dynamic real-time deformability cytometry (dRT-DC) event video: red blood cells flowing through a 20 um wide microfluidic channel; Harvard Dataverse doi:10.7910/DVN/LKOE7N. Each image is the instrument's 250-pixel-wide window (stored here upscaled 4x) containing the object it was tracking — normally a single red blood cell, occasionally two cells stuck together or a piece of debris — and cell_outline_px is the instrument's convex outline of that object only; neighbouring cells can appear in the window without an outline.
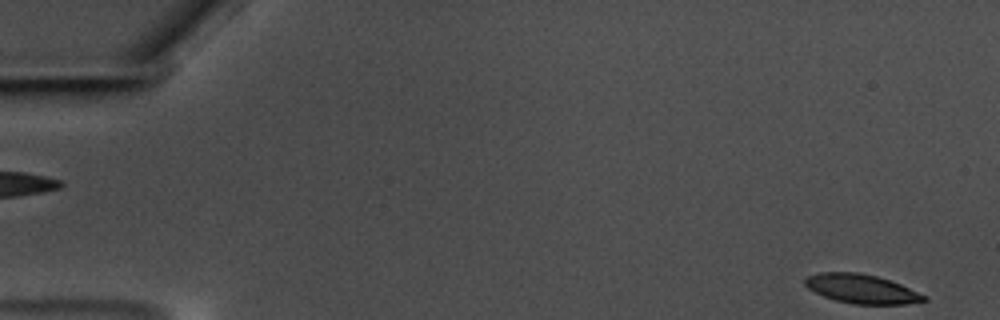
{"species": "common noctule bat (a hibernating species)", "species_latin": "Nyctalus noctula", "temperature_condition": "warm", "stored_images_in_passage": 1, "camera_frame_rate_fps": 3000, "um_per_image_px": 0.085, "animal": {"sex": "male", "body_mass_g": 17.5, "forearm_length_mm": 52.3}, "frame": {"image": 1, "passage_image": 1, "time_ms": 0.0, "image_size_px": [1000, 320], "cell_outline_px": [[928, 300], [904, 304], [852, 304], [836, 300], [824, 296], [808, 288], [804, 284], [804, 280], [808, 276], [820, 272], [860, 272], [876, 276], [900, 284], [928, 296]], "centroid_in_image_um": [73.24, 24.55], "position_along_channel_um": 11.8, "area_um2": 20.06}}